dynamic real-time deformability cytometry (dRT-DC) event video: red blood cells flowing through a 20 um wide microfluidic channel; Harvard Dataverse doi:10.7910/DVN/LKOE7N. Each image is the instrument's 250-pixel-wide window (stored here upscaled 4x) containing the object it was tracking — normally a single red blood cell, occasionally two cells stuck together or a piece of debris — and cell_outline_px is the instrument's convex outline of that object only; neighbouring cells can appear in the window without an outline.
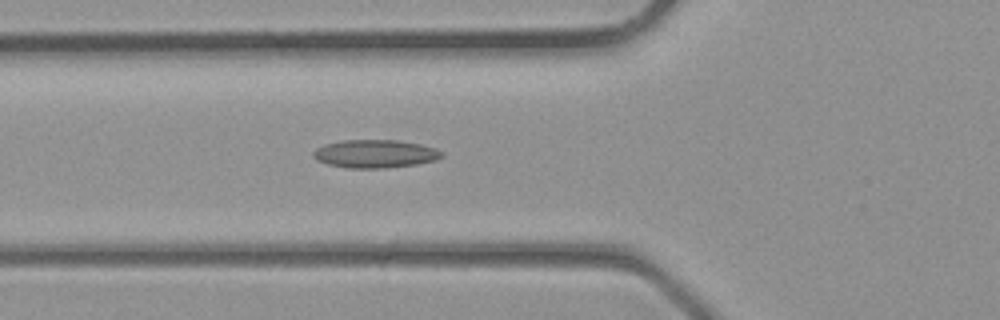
{"species": "common noctule bat (a hibernating species)", "species_latin": "Nyctalus noctula", "temperature_condition": "room temperature", "stored_images_in_passage": 35, "camera_frame_rate_fps": 3000, "um_per_image_px": 0.085, "animal": {"sex": "male", "body_mass_g": 23.1, "forearm_length_mm": 52.7}, "frame": {"image": 1, "passage_image": 13, "time_ms": 4.0, "image_size_px": [1000, 320], "cell_outline_px": [[444, 156], [436, 160], [416, 164], [384, 168], [348, 168], [328, 164], [316, 160], [312, 156], [312, 152], [316, 148], [324, 144], [340, 140], [396, 140], [420, 144], [436, 148], [444, 152]], "centroid_in_image_um": [31.87, 13.07], "position_along_channel_um": 93.9, "area_um2": 21.21}}
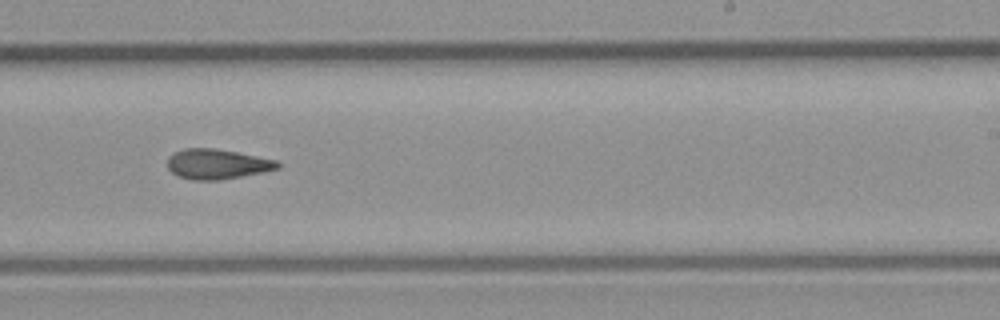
{"frame": {"image": 2, "passage_image": 22, "time_ms": 7.0, "image_size_px": [1000, 320], "cell_outline_px": [[280, 168], [264, 172], [220, 180], [192, 180], [180, 176], [172, 172], [168, 168], [168, 160], [176, 152], [184, 148], [212, 148], [236, 152], [276, 160], [280, 164]], "centroid_in_image_um": [18.48, 13.95], "position_along_channel_um": 270.5, "area_um2": 19.02}}
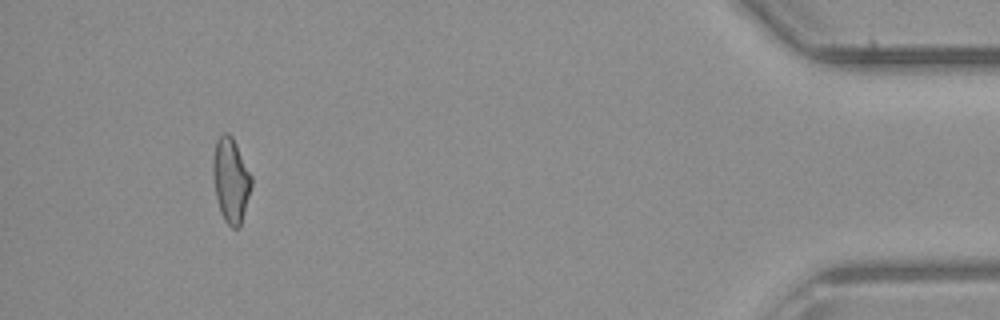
{"frame": {"image": 3, "passage_image": 33, "time_ms": 10.667, "image_size_px": [1000, 320], "cell_outline_px": [[252, 184], [240, 228], [232, 228], [224, 220], [220, 212], [216, 196], [212, 172], [212, 160], [216, 140], [224, 132], [228, 132], [232, 136], [252, 176]], "centroid_in_image_um": [19.61, 15.31], "position_along_channel_um": 415.6, "area_um2": 19.02}}